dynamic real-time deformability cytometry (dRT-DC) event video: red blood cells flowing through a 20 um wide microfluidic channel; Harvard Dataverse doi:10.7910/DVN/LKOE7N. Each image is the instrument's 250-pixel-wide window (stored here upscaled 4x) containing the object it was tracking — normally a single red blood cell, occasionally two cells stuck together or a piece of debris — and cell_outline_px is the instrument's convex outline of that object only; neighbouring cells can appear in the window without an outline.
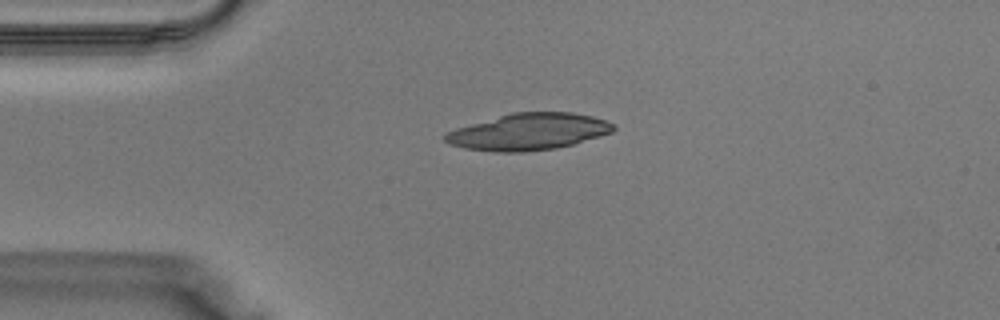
{"species": "Egyptian fruit bat (a non-hibernating species)", "species_latin": "Rousettus aegyptiacus", "temperature_condition": "warm", "stored_images_in_passage": 31, "camera_frame_rate_fps": 3000, "um_per_image_px": 0.085, "animal": {"sex": "male"}, "frame": {"image": 1, "passage_image": 2, "time_ms": 0.333, "image_size_px": [1000, 320], "cell_outline_px": [[616, 128], [612, 132], [572, 144], [556, 148], [520, 152], [496, 152], [464, 148], [448, 144], [444, 140], [444, 136], [448, 132], [456, 128], [512, 112], [572, 112], [592, 116], [616, 124]], "centroid_in_image_um": [44.92, 11.19], "position_along_channel_um": 40.1, "area_um2": 35.78}}
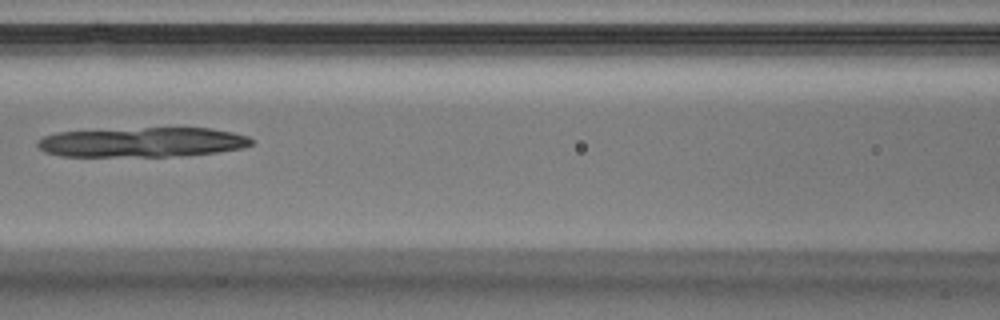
{"frame": {"image": 2, "passage_image": 10, "time_ms": 3.0, "image_size_px": [1000, 320], "cell_outline_px": [[252, 144], [244, 148], [216, 152], [180, 156], [60, 156], [44, 152], [36, 144], [36, 140], [44, 136], [56, 132], [144, 128], [208, 128], [232, 132], [248, 136], [252, 140]], "centroid_in_image_um": [12.08, 12.09], "position_along_channel_um": 154.5, "area_um2": 36.99}}
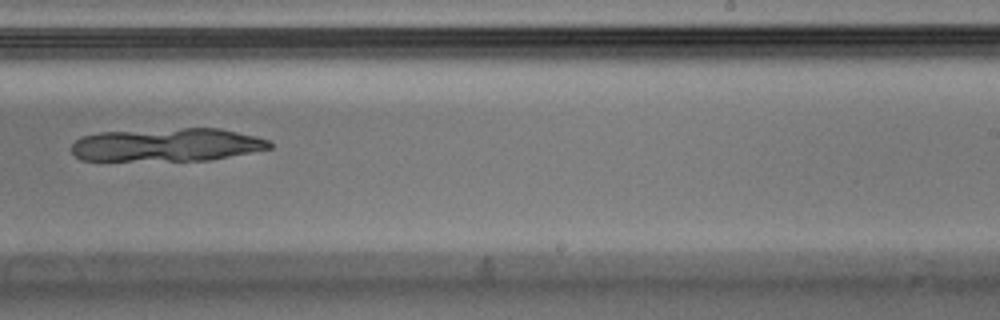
{"frame": {"image": 3, "passage_image": 17, "time_ms": 5.333, "image_size_px": [1000, 320], "cell_outline_px": [[272, 148], [208, 160], [80, 160], [72, 152], [72, 144], [80, 136], [100, 132], [184, 128], [220, 128], [256, 136], [268, 140], [272, 144]], "centroid_in_image_um": [14.18, 12.3], "position_along_channel_um": 274.8, "area_um2": 38.15}}